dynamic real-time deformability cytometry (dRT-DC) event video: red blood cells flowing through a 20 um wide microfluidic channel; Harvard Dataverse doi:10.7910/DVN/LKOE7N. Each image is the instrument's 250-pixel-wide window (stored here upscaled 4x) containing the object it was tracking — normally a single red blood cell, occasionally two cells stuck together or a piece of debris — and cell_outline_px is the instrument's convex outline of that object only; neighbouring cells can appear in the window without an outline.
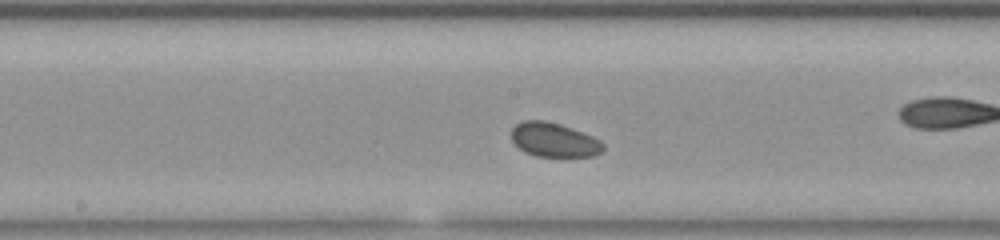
{"species": "common noctule bat (a hibernating species)", "species_latin": "Nyctalus noctula", "temperature_condition": "room temperature", "stored_images_in_passage": 39, "camera_frame_rate_fps": 3000, "um_per_image_px": 0.085, "animal": {"sex": "female", "body_mass_g": 23.0, "forearm_length_mm": 53.4}, "frame": {"image": 1, "passage_image": 12, "time_ms": 3.667, "image_size_px": [1000, 240], "cell_outline_px": [[604, 148], [600, 152], [592, 156], [536, 156], [524, 152], [512, 140], [512, 128], [516, 124], [524, 120], [544, 120], [560, 124], [572, 128], [592, 136], [600, 140], [604, 144]], "centroid_in_image_um": [47.08, 11.88], "position_along_channel_um": 201.1, "area_um2": 18.15}, "authors_computed_cell_mechanics": {"area_um2": 18.8428, "velocity_mm_per_s": 3.8142, "shape_relaxation_time_tau1_ms": null, "shape_relaxation_time_tau2_ms": 7.4802, "deformation_change_tau1": null, "deformation_change_tau2": 0.0653}}